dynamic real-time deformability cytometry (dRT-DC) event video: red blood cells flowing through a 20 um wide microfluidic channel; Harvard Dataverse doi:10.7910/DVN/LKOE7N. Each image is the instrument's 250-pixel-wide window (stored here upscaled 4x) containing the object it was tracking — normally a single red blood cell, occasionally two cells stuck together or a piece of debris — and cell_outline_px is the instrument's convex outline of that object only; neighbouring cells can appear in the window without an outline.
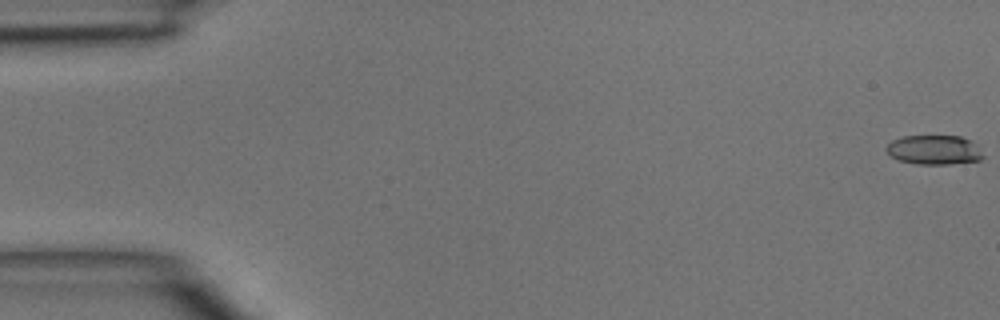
{"species": "common noctule bat (a hibernating species)", "species_latin": "Nyctalus noctula", "temperature_condition": "room temperature", "stored_images_in_passage": 47, "camera_frame_rate_fps": 3000, "um_per_image_px": 0.085, "animal": {"sex": "male", "body_mass_g": 15.6}, "frame": {"image": 1, "passage_image": 1, "time_ms": 0.0, "image_size_px": [1000, 320], "cell_outline_px": [[984, 156], [980, 160], [948, 164], [916, 164], [900, 160], [892, 156], [884, 148], [892, 140], [904, 136], [960, 136], [972, 140], [976, 144]], "centroid_in_image_um": [79.42, 12.73], "position_along_channel_um": 5.6, "area_um2": 16.53}}
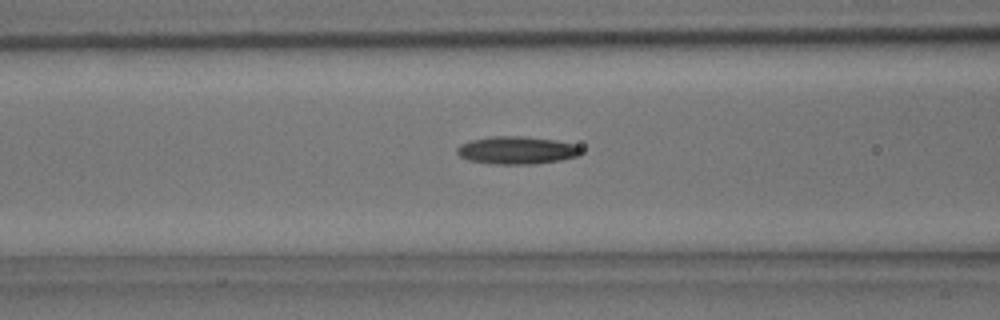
{"frame": {"image": 2, "passage_image": 19, "time_ms": 6.0, "image_size_px": [1000, 320], "cell_outline_px": [[584, 152], [580, 156], [560, 160], [536, 164], [496, 164], [472, 160], [460, 156], [456, 152], [456, 148], [460, 144], [472, 140], [492, 136], [524, 136], [556, 140], [576, 144]], "centroid_in_image_um": [43.99, 12.76], "position_along_channel_um": 122.6, "area_um2": 20.11}}
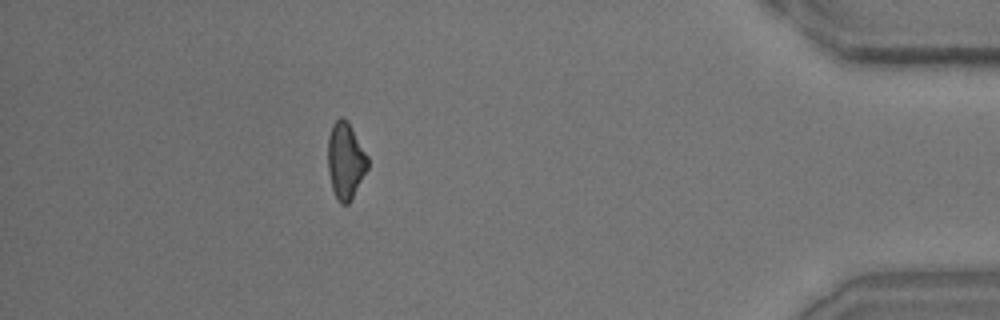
{"frame": {"image": 3, "passage_image": 42, "time_ms": 13.667, "image_size_px": [1000, 320], "cell_outline_px": [[368, 168], [348, 204], [340, 204], [332, 188], [328, 172], [328, 136], [332, 124], [340, 116], [344, 116], [348, 120], [368, 156]], "centroid_in_image_um": [29.36, 13.6], "position_along_channel_um": 405.8, "area_um2": 17.8}}